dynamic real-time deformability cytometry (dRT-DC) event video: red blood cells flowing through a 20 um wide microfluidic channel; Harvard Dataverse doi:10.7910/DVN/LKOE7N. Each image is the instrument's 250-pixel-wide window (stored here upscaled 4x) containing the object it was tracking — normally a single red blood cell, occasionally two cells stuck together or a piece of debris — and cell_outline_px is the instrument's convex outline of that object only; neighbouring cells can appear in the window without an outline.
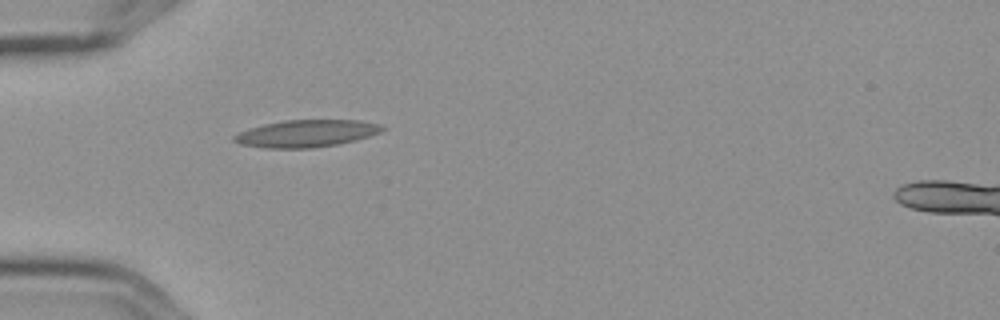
{"species": "Egyptian fruit bat (a non-hibernating species)", "species_latin": "Rousettus aegyptiacus", "temperature_condition": "cold", "stored_images_in_passage": 1, "camera_frame_rate_fps": 3000, "um_per_image_px": 0.085, "frame": {"image": 1, "passage_image": 1, "time_ms": 0.0, "image_size_px": [1000, 320], "cell_outline_px": [[384, 128], [380, 132], [356, 140], [336, 144], [312, 148], [264, 148], [240, 144], [232, 140], [232, 136], [248, 128], [264, 124], [284, 120], [360, 120], [380, 124]], "centroid_in_image_um": [26.0, 11.34], "position_along_channel_um": 59.0, "area_um2": 23.41}}